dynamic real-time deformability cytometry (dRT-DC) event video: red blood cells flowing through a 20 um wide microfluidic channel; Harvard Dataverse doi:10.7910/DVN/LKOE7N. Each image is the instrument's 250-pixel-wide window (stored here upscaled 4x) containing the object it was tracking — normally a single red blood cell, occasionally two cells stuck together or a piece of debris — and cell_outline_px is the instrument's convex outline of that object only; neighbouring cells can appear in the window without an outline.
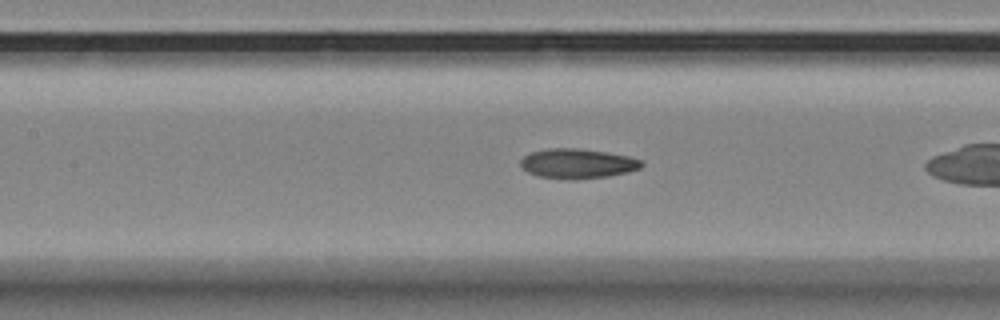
{"species": "Egyptian fruit bat (a non-hibernating species)", "species_latin": "Rousettus aegyptiacus", "temperature_condition": "room temperature", "stored_images_in_passage": 30, "camera_frame_rate_fps": 3000, "um_per_image_px": 0.085, "animal": {"sex": "female"}, "frame": {"image": 1, "passage_image": 9, "time_ms": 2.667, "image_size_px": [1000, 320], "cell_outline_px": [[644, 164], [640, 168], [628, 172], [608, 176], [576, 180], [568, 180], [540, 176], [528, 172], [520, 164], [520, 160], [524, 156], [532, 152], [548, 148], [580, 148], [608, 152], [628, 156], [644, 160]], "centroid_in_image_um": [49.13, 13.9], "position_along_channel_um": 158.3, "area_um2": 21.15}}
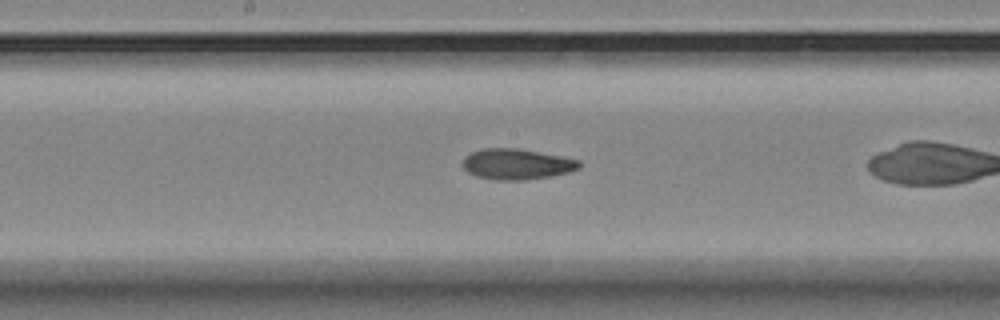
{"frame": {"image": 2, "passage_image": 13, "time_ms": 4.0, "image_size_px": [1000, 320], "cell_outline_px": [[580, 168], [568, 172], [548, 176], [524, 180], [496, 180], [476, 176], [468, 172], [460, 164], [464, 156], [472, 152], [484, 148], [520, 148], [580, 160]], "centroid_in_image_um": [43.88, 13.94], "position_along_channel_um": 204.3, "area_um2": 20.87}}